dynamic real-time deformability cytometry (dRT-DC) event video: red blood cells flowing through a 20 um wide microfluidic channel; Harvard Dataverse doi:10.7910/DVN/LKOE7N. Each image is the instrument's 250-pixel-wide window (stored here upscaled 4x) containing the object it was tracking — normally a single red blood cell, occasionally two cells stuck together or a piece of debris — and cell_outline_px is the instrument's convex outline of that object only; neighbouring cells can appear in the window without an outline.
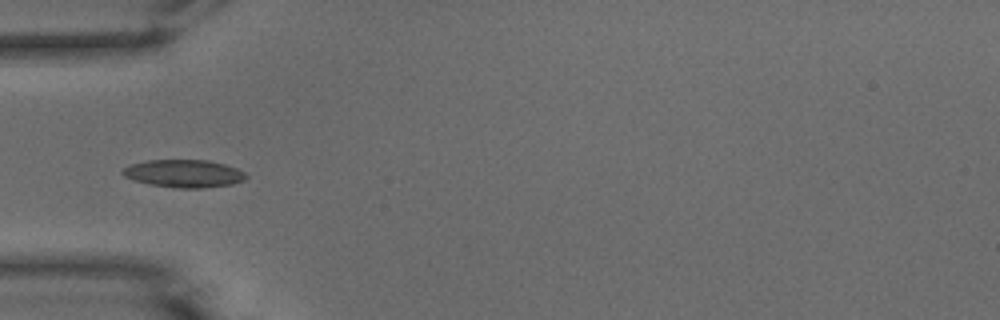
{"species": "common noctule bat (a hibernating species)", "species_latin": "Nyctalus noctula", "temperature_condition": "warm", "stored_images_in_passage": 36, "camera_frame_rate_fps": 3000, "um_per_image_px": 0.085, "animal": {"sex": "male", "body_mass_g": 15.6}, "frame": {"image": 1, "passage_image": 1, "time_ms": 0.0, "image_size_px": [1000, 320], "cell_outline_px": [[248, 176], [244, 180], [232, 184], [204, 188], [172, 188], [148, 184], [124, 176], [120, 172], [124, 168], [132, 164], [148, 160], [208, 160], [224, 164], [236, 168], [244, 172]], "centroid_in_image_um": [15.64, 14.76], "position_along_channel_um": 69.4, "area_um2": 19.94}}
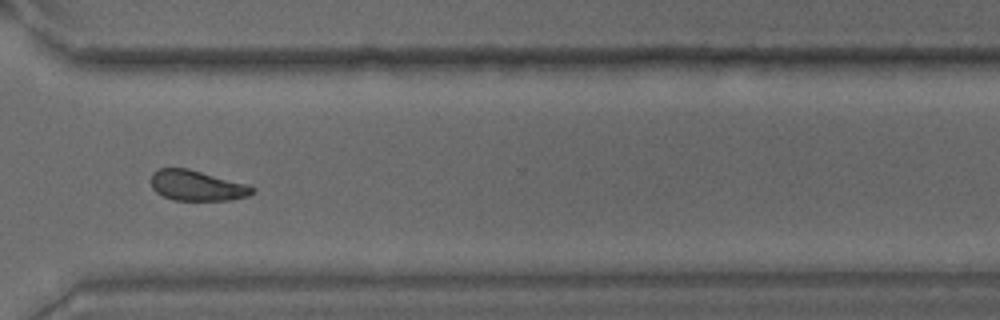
{"frame": {"image": 2, "passage_image": 23, "time_ms": 7.333, "image_size_px": [1000, 320], "cell_outline_px": [[256, 192], [248, 196], [232, 200], [172, 200], [156, 192], [152, 188], [152, 172], [160, 168], [188, 168], [248, 184], [256, 188]], "centroid_in_image_um": [16.78, 15.78], "position_along_channel_um": 353.8, "area_um2": 18.09}}
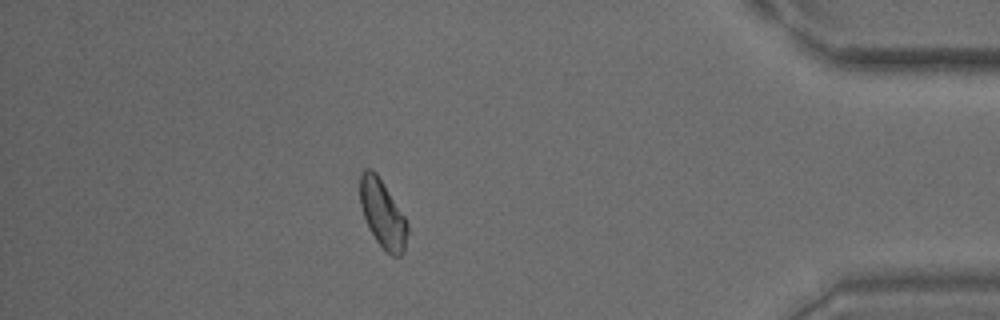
{"frame": {"image": 3, "passage_image": 30, "time_ms": 9.667, "image_size_px": [1000, 320], "cell_outline_px": [[412, 232], [404, 252], [400, 256], [392, 256], [376, 240], [368, 228], [360, 204], [360, 172], [364, 168], [372, 168], [376, 172], [404, 216]], "centroid_in_image_um": [32.56, 18.2], "position_along_channel_um": 402.6, "area_um2": 19.07}, "authors_computed_cell_mechanics": {"area_um2": 18.5538, "velocity_mm_per_s": 3.8684, "shape_relaxation_time_tau1_ms": 2.0147, "shape_relaxation_time_tau2_ms": 7.2838, "deformation_change_tau1": 0.0908, "deformation_change_tau2": 0.1313}}